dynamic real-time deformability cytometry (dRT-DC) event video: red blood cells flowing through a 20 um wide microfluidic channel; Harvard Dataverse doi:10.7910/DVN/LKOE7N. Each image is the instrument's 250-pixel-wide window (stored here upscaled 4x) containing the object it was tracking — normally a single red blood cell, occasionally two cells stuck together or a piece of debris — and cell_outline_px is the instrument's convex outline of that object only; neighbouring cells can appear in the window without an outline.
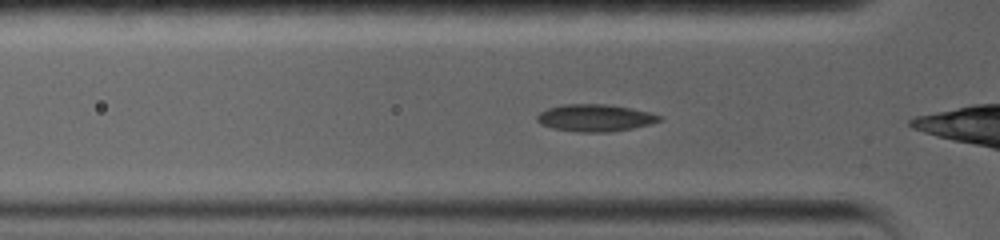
{"species": "common noctule bat (a hibernating species)", "species_latin": "Nyctalus noctula", "temperature_condition": "warm", "stored_images_in_passage": 46, "camera_frame_rate_fps": 5000, "um_per_image_px": 0.085, "animal": {"sex": "female", "body_mass_g": 19.0, "forearm_length_mm": 56.7}, "frame": {"image": 1, "passage_image": 8, "time_ms": 2.0, "image_size_px": [1000, 240], "cell_outline_px": [[664, 120], [652, 124], [632, 128], [608, 132], [580, 132], [552, 128], [540, 124], [536, 120], [536, 116], [540, 112], [548, 108], [564, 104], [608, 104], [632, 108], [652, 112], [664, 116]], "centroid_in_image_um": [50.64, 10.01], "position_along_channel_um": 75.2, "area_um2": 19.65}}
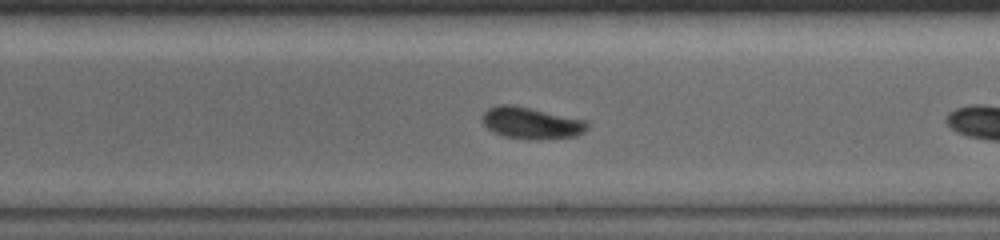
{"frame": {"image": 2, "passage_image": 25, "time_ms": 6.8, "image_size_px": [1000, 240], "cell_outline_px": [[588, 128], [584, 132], [576, 136], [536, 140], [504, 136], [488, 128], [480, 120], [480, 116], [488, 108], [500, 104], [512, 104], [532, 108], [588, 120]], "centroid_in_image_um": [45.17, 10.44], "position_along_channel_um": 243.8, "area_um2": 19.59}}
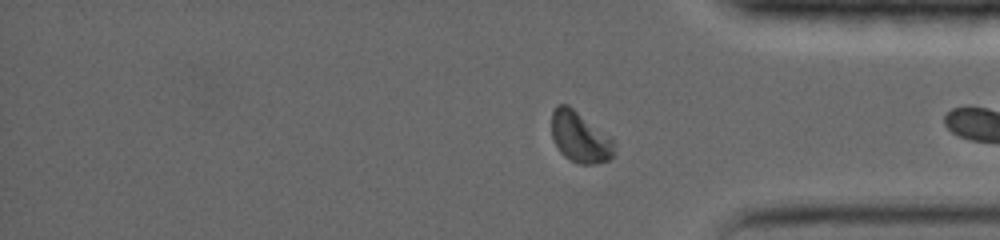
{"frame": {"image": 3, "passage_image": 38, "time_ms": 11.0, "image_size_px": [1000, 240], "cell_outline_px": [[616, 152], [608, 160], [592, 164], [580, 164], [564, 156], [560, 152], [552, 136], [552, 112], [556, 104], [568, 104], [612, 136], [616, 144]], "centroid_in_image_um": [49.34, 11.63], "position_along_channel_um": 385.9, "area_um2": 18.9}, "authors_computed_cell_mechanics": {"area_um2": 18.8717, "velocity_mm_per_s": 3.5191, "shape_relaxation_time_tau1_ms": 5.2368, "shape_relaxation_time_tau2_ms": 2.776, "deformation_change_tau1": 0.1115, "deformation_change_tau2": 0.0545}}